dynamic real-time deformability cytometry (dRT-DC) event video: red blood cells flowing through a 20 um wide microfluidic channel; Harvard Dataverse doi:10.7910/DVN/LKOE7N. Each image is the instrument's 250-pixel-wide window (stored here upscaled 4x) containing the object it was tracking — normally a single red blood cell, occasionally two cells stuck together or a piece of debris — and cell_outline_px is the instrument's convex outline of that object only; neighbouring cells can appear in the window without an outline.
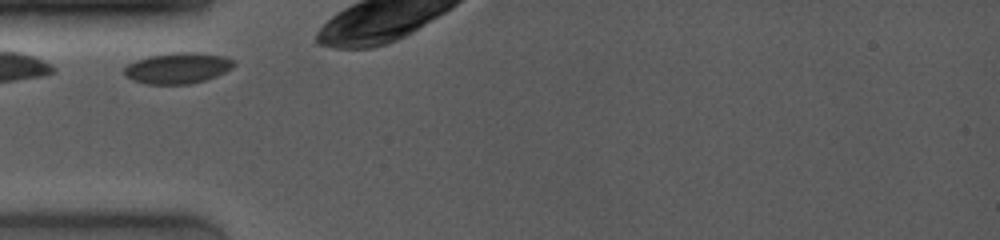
{"species": "common noctule bat (a hibernating species)", "species_latin": "Nyctalus noctula", "temperature_condition": "room temperature", "stored_images_in_passage": 3, "camera_frame_rate_fps": 4000, "um_per_image_px": 0.085, "animal": {"sex": "female", "body_mass_g": 19.0, "forearm_length_mm": 53.3}, "frame": {"image": 1, "passage_image": 1, "time_ms": 0.0, "image_size_px": [1000, 240], "cell_outline_px": [[236, 64], [232, 68], [216, 76], [204, 80], [188, 84], [148, 84], [132, 80], [124, 76], [124, 68], [128, 64], [136, 60], [148, 56], [176, 52], [192, 52], [224, 56], [236, 60]], "centroid_in_image_um": [15.11, 5.78], "position_along_channel_um": 69.9, "area_um2": 19.77}}